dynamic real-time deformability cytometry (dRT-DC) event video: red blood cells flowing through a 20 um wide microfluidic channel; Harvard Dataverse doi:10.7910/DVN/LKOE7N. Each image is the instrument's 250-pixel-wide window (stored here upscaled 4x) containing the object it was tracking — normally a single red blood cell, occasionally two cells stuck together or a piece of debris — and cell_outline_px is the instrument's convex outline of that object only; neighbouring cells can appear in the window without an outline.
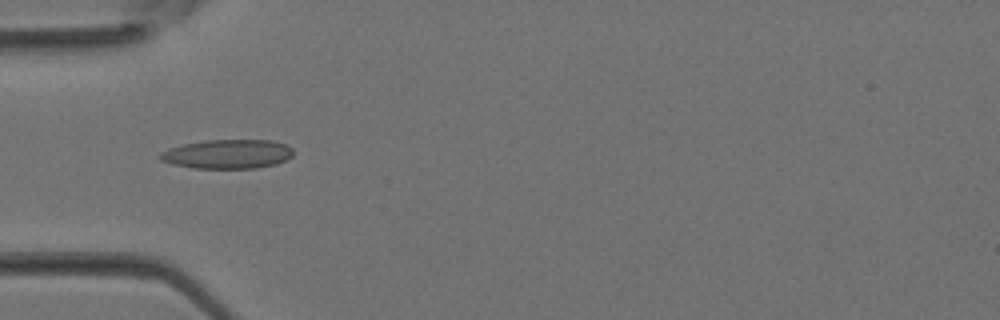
{"species": "Egyptian fruit bat (a non-hibernating species)", "species_latin": "Rousettus aegyptiacus", "temperature_condition": "room temperature", "stored_images_in_passage": 6, "camera_frame_rate_fps": 3000, "um_per_image_px": 0.085, "animal": {"sex": "female"}, "frame": {"image": 1, "passage_image": 2, "time_ms": 0.333, "image_size_px": [1000, 320], "cell_outline_px": [[292, 156], [288, 160], [276, 164], [256, 168], [192, 168], [172, 164], [160, 160], [156, 156], [160, 152], [168, 148], [184, 144], [204, 140], [272, 140], [284, 144], [292, 148]], "centroid_in_image_um": [19.31, 13.1], "position_along_channel_um": 65.7, "area_um2": 22.83}}
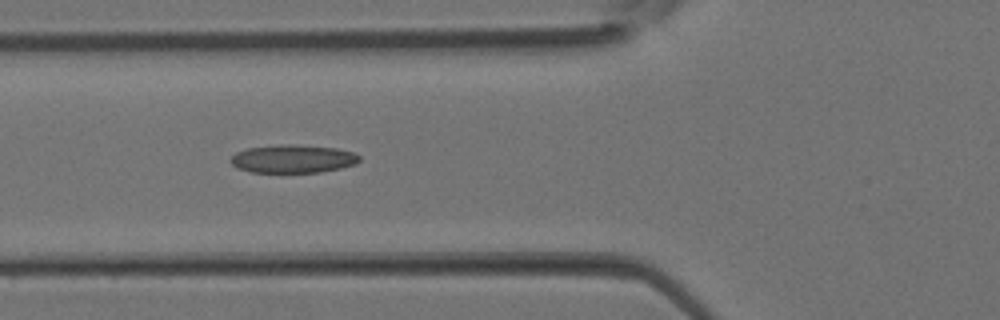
{"frame": {"image": 2, "passage_image": 4, "time_ms": 1.0, "image_size_px": [1000, 320], "cell_outline_px": [[360, 160], [356, 164], [340, 168], [320, 172], [252, 172], [236, 168], [228, 160], [236, 152], [248, 148], [280, 144], [296, 144], [336, 148], [352, 152], [360, 156]], "centroid_in_image_um": [24.88, 13.49], "position_along_channel_um": 100.9, "area_um2": 21.21}}
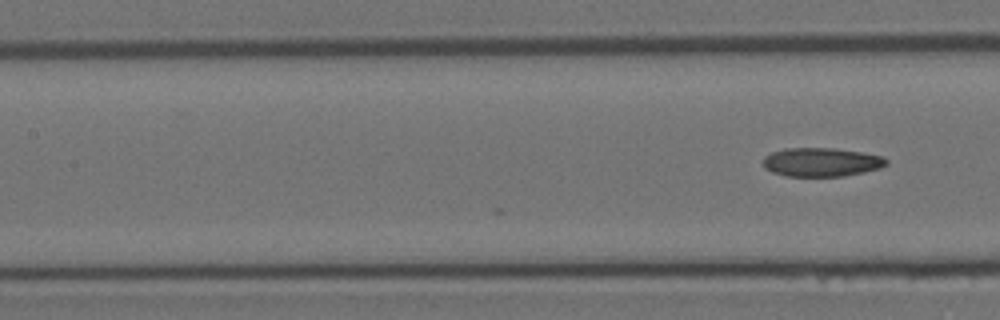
{"frame": {"image": 3, "passage_image": 6, "time_ms": 1.667, "image_size_px": [1000, 320], "cell_outline_px": [[888, 164], [880, 168], [864, 172], [844, 176], [788, 176], [772, 172], [764, 168], [764, 156], [772, 152], [784, 148], [832, 148], [860, 152], [884, 156], [888, 160]], "centroid_in_image_um": [69.83, 13.78], "position_along_channel_um": 137.6, "area_um2": 20.69}}